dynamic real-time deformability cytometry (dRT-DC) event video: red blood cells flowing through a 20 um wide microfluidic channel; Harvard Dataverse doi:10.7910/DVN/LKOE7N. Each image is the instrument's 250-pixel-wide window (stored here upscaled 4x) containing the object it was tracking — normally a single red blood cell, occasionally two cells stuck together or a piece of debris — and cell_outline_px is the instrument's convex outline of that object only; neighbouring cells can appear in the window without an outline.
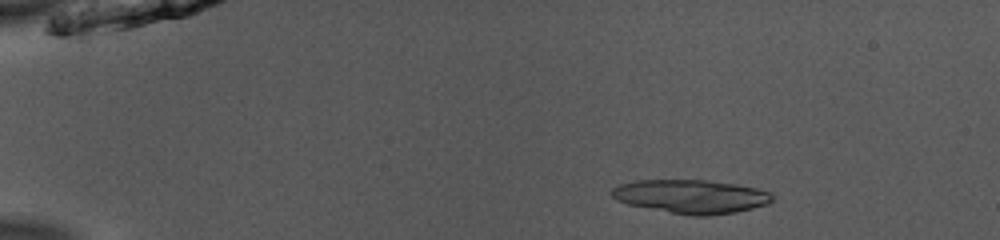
{"species": "common noctule bat (a hibernating species)", "species_latin": "Nyctalus noctula", "temperature_condition": "room temperature", "stored_images_in_passage": 41, "camera_frame_rate_fps": 3000, "um_per_image_px": 0.085, "animal": {"sex": "male", "body_mass_g": 13.0, "forearm_length_mm": 53.1}, "frame": {"image": 1, "passage_image": 8, "time_ms": 2.333, "image_size_px": [1000, 240], "cell_outline_px": [[772, 200], [768, 204], [736, 212], [712, 216], [688, 216], [628, 204], [616, 200], [612, 196], [612, 188], [620, 184], [636, 180], [708, 180], [736, 184], [756, 188], [768, 192], [772, 196]], "centroid_in_image_um": [58.73, 16.71], "position_along_channel_um": 26.3, "area_um2": 31.56}}
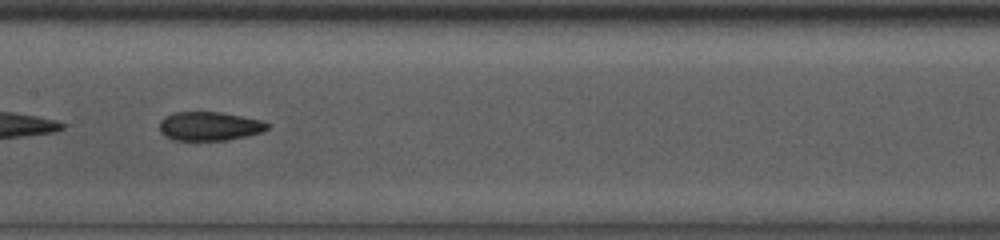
{"frame": {"image": 2, "passage_image": 27, "time_ms": 8.667, "image_size_px": [1000, 240], "cell_outline_px": [[272, 124], [264, 132], [248, 136], [228, 140], [172, 140], [164, 136], [160, 132], [160, 120], [164, 116], [176, 112], [220, 112], [264, 120]], "centroid_in_image_um": [17.85, 10.73], "position_along_channel_um": 189.6, "area_um2": 18.5}}
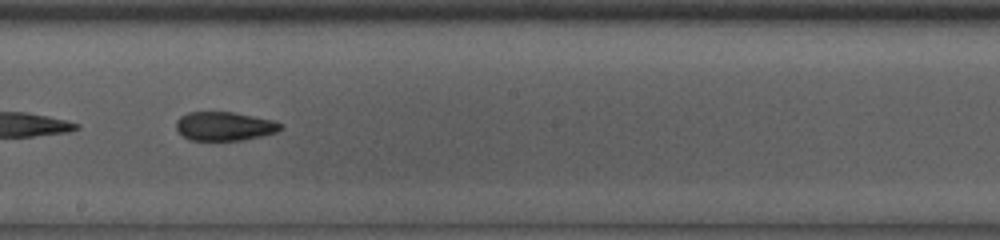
{"frame": {"image": 3, "passage_image": 30, "time_ms": 9.667, "image_size_px": [1000, 240], "cell_outline_px": [[284, 128], [276, 132], [244, 140], [192, 140], [184, 136], [176, 128], [176, 120], [180, 116], [188, 112], [232, 112], [272, 120], [284, 124]], "centroid_in_image_um": [19.09, 10.72], "position_along_channel_um": 229.1, "area_um2": 17.46}}